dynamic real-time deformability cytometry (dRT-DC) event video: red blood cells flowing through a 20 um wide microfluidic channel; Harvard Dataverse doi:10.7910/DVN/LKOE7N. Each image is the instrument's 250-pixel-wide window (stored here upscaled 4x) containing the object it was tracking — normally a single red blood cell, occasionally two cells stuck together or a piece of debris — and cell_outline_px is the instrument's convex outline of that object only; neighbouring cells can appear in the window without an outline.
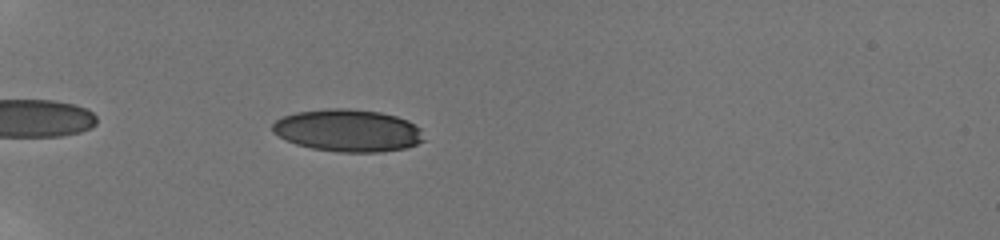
{"species": "human", "species_latin": "Homo sapiens", "temperature_condition": "room temperature", "stored_images_in_passage": 41, "camera_frame_rate_fps": 3000, "um_per_image_px": 0.085, "donor": {"sex": "male"}, "frame": {"image": 1, "passage_image": 5, "time_ms": 1.333, "image_size_px": [1000, 240], "cell_outline_px": [[424, 140], [416, 144], [404, 148], [380, 152], [340, 152], [312, 148], [296, 144], [272, 132], [272, 124], [280, 116], [296, 112], [332, 108], [348, 108], [380, 112], [396, 116], [408, 120], [420, 128]], "centroid_in_image_um": [29.56, 11.08], "position_along_channel_um": 55.4, "area_um2": 37.28}}
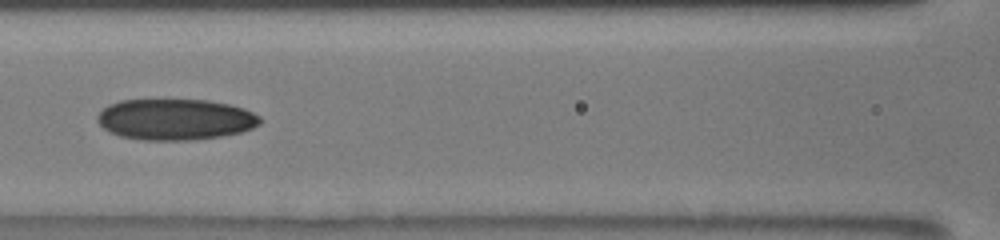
{"frame": {"image": 2, "passage_image": 15, "time_ms": 4.667, "image_size_px": [1000, 240], "cell_outline_px": [[260, 124], [252, 128], [240, 132], [220, 136], [188, 140], [144, 140], [120, 136], [104, 128], [96, 120], [96, 116], [108, 104], [120, 100], [208, 100], [228, 104], [244, 108], [260, 116]], "centroid_in_image_um": [14.89, 10.14], "position_along_channel_um": 151.7, "area_um2": 38.78}}
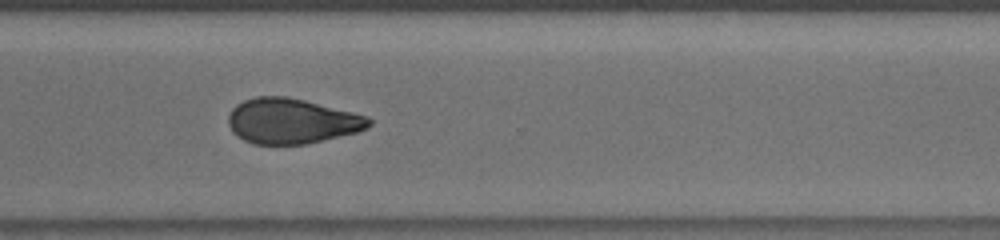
{"frame": {"image": 3, "passage_image": 30, "time_ms": 9.667, "image_size_px": [1000, 240], "cell_outline_px": [[372, 124], [368, 128], [356, 132], [308, 144], [252, 144], [236, 136], [232, 132], [228, 124], [228, 116], [232, 108], [236, 104], [244, 100], [256, 96], [288, 96], [368, 116], [372, 120]], "centroid_in_image_um": [24.77, 10.29], "position_along_channel_um": 345.8, "area_um2": 37.22}, "authors_computed_cell_mechanics": {"area_um2": 37.859, "velocity_mm_per_s": 3.8934, "shape_relaxation_time_tau1_ms": 3.989, "shape_relaxation_time_tau2_ms": 3.6419, "deformation_change_tau1": 0.1311, "deformation_change_tau2": 0.0983}}